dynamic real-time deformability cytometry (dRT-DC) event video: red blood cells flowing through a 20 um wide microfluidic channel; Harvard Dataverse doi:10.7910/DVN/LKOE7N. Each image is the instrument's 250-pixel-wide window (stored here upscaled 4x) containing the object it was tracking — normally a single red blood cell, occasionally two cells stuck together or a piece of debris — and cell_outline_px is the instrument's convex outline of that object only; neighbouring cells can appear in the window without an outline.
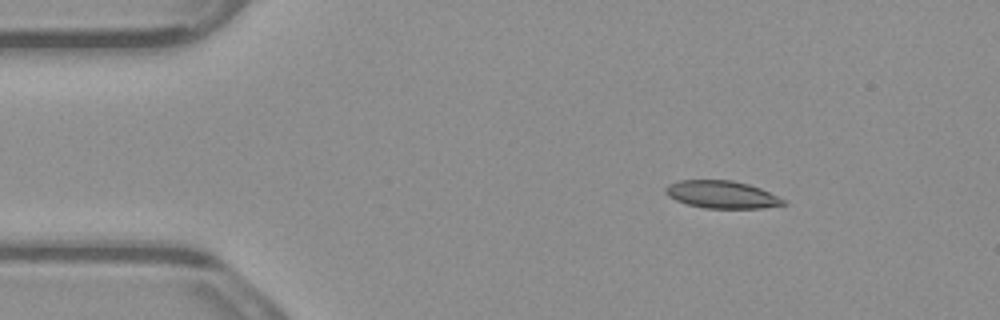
{"species": "common noctule bat (a hibernating species)", "species_latin": "Nyctalus noctula", "temperature_condition": "warm", "stored_images_in_passage": 4, "camera_frame_rate_fps": 3000, "um_per_image_px": 0.085, "animal": {"sex": "male", "body_mass_g": 23.1, "forearm_length_mm": 52.7}, "frame": {"image": 1, "passage_image": 2, "time_ms": 0.333, "image_size_px": [1000, 320], "cell_outline_px": [[788, 204], [764, 208], [704, 208], [688, 204], [676, 200], [668, 196], [664, 192], [664, 188], [668, 184], [680, 180], [732, 180], [748, 184], [760, 188], [784, 200]], "centroid_in_image_um": [61.33, 16.53], "position_along_channel_um": 23.7, "area_um2": 18.84}}